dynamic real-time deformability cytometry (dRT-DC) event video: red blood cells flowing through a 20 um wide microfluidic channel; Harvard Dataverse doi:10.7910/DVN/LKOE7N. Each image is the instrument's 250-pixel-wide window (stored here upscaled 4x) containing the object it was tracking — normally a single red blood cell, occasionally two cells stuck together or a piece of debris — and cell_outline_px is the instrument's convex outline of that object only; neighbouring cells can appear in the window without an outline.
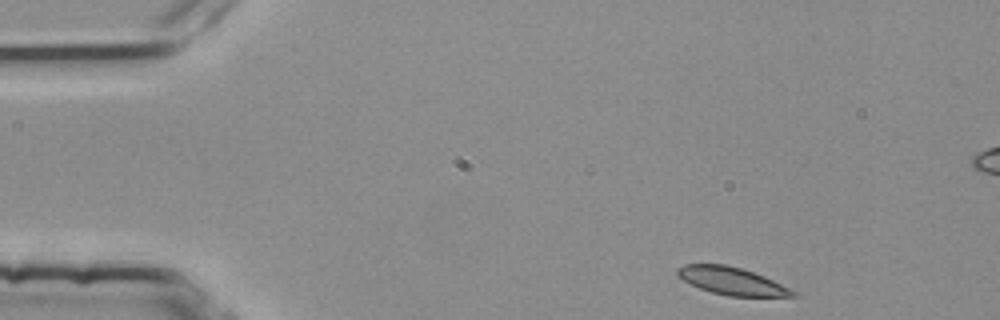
{"species": "common noctule bat (a hibernating species)", "species_latin": "Nyctalus noctula", "temperature_condition": "room temperature", "stored_images_in_passage": 43, "camera_frame_rate_fps": 3000, "um_per_image_px": 0.085, "animal": {"sex": "female", "body_mass_g": 25.1}, "frame": {"image": 1, "passage_image": 1, "time_ms": 0.0, "image_size_px": [1000, 320], "cell_outline_px": [[796, 296], [728, 296], [712, 292], [700, 288], [676, 276], [676, 268], [684, 264], [724, 264], [740, 268], [764, 276], [796, 292]], "centroid_in_image_um": [62.14, 23.87], "position_along_channel_um": 22.9, "area_um2": 18.21}}
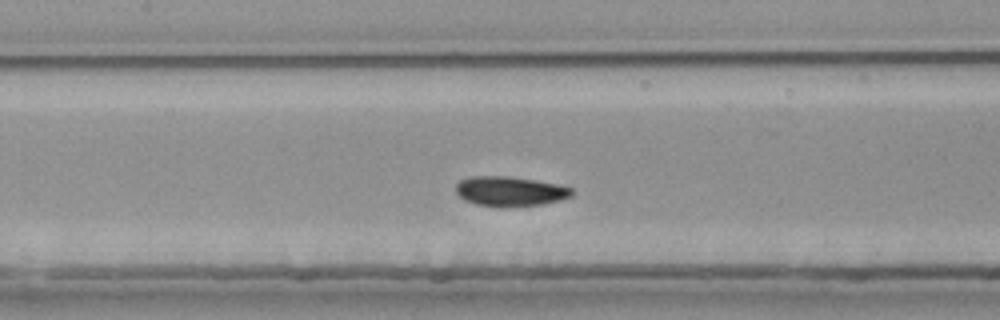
{"frame": {"image": 2, "passage_image": 19, "time_ms": 6.0, "image_size_px": [1000, 320], "cell_outline_px": [[576, 192], [572, 196], [560, 200], [544, 204], [504, 208], [500, 208], [476, 204], [460, 196], [456, 192], [456, 184], [460, 180], [468, 176], [508, 176], [536, 180], [556, 184], [572, 188]], "centroid_in_image_um": [43.38, 16.27], "position_along_channel_um": 164.0, "area_um2": 20.4}}
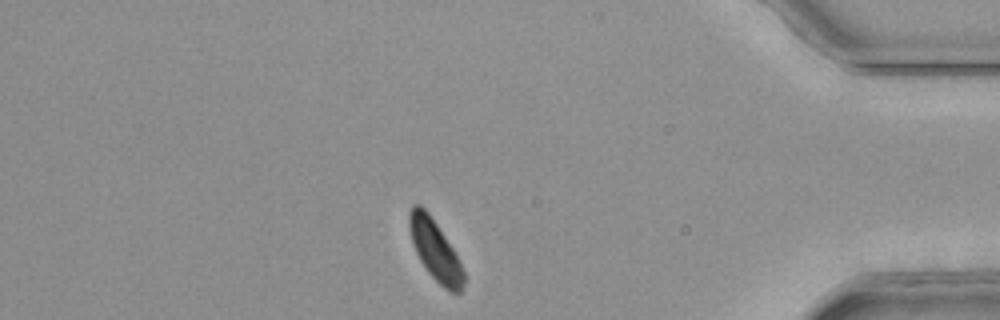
{"frame": {"image": 3, "passage_image": 41, "time_ms": 13.333, "image_size_px": [1000, 320], "cell_outline_px": [[464, 284], [460, 292], [452, 292], [444, 288], [428, 272], [420, 260], [412, 244], [408, 224], [408, 212], [412, 204], [420, 204], [428, 212], [452, 248], [464, 272]], "centroid_in_image_um": [36.94, 21.23], "position_along_channel_um": 398.3, "area_um2": 18.79}, "authors_computed_cell_mechanics": {"area_um2": 20.1144, "velocity_mm_per_s": 3.7289, "shape_relaxation_time_tau1_ms": 3.6228, "shape_relaxation_time_tau2_ms": null, "deformation_change_tau1": 0.0928, "deformation_change_tau2": null}}